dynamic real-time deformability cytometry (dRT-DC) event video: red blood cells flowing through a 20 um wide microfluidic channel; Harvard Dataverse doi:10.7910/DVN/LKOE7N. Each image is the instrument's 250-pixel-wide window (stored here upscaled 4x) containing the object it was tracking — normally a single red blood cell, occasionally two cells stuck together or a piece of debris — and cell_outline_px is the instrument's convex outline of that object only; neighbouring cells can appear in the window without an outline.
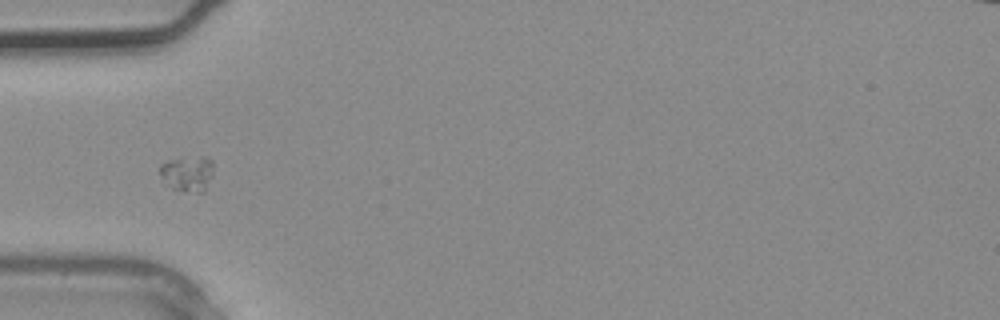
{"species": "common noctule bat (a hibernating species)", "species_latin": "Nyctalus noctula", "temperature_condition": "warm", "stored_images_in_passage": 1, "camera_frame_rate_fps": 3000, "um_per_image_px": 0.085, "animal": {"sex": "male", "body_mass_g": 20.4}, "frame": {"image": 1, "passage_image": 1, "time_ms": 0.0, "image_size_px": [1000, 320], "cell_outline_px": [[212, 176], [204, 192], [196, 192], [172, 188], [168, 184], [160, 172], [160, 164], [168, 160], [204, 156], [212, 160]], "centroid_in_image_um": [15.97, 14.73], "position_along_channel_um": 69.0, "area_um2": 10.75}}